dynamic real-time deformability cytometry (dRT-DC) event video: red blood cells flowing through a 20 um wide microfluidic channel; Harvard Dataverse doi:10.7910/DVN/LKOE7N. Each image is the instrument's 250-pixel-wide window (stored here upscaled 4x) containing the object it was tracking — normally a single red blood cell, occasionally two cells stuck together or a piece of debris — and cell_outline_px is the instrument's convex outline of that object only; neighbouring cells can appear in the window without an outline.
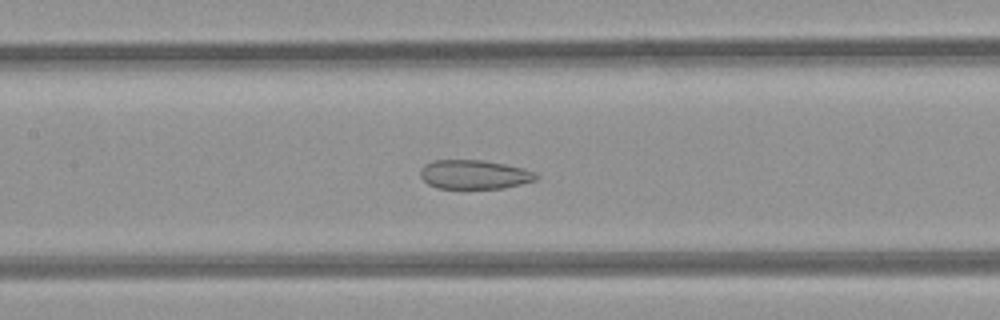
{"species": "common noctule bat (a hibernating species)", "species_latin": "Nyctalus noctula", "temperature_condition": "room temperature", "stored_images_in_passage": 48, "camera_frame_rate_fps": 3000, "um_per_image_px": 0.085, "animal": {"sex": "female", "body_mass_g": 21.9}, "frame": {"image": 1, "passage_image": 21, "time_ms": 6.667, "image_size_px": [1000, 320], "cell_outline_px": [[540, 176], [536, 180], [504, 188], [436, 188], [428, 184], [420, 176], [420, 168], [424, 164], [432, 160], [480, 160], [504, 164], [536, 172]], "centroid_in_image_um": [40.29, 14.83], "position_along_channel_um": 167.1, "area_um2": 19.59}}
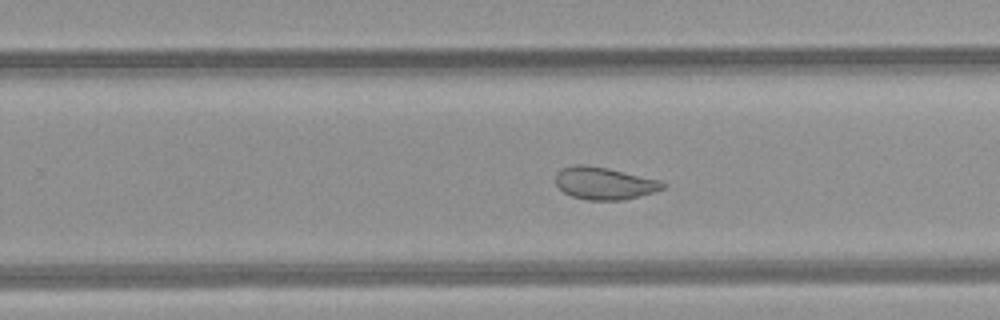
{"frame": {"image": 2, "passage_image": 29, "time_ms": 9.333, "image_size_px": [1000, 320], "cell_outline_px": [[668, 184], [664, 188], [652, 192], [624, 200], [588, 200], [572, 196], [564, 192], [556, 184], [556, 172], [560, 168], [576, 164], [584, 164], [608, 168], [660, 180]], "centroid_in_image_um": [51.35, 15.57], "position_along_channel_um": 278.4, "area_um2": 20.23}}
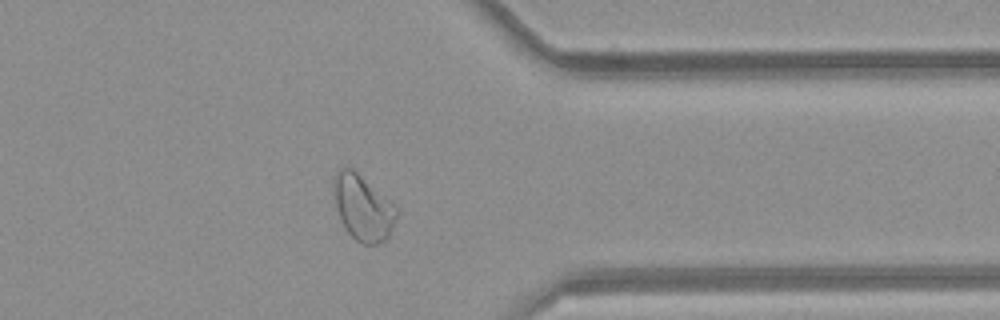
{"frame": {"image": 3, "passage_image": 37, "time_ms": 12.0, "image_size_px": [1000, 320], "cell_outline_px": [[400, 208], [388, 236], [384, 240], [376, 244], [364, 244], [356, 240], [344, 228], [340, 220], [336, 204], [332, 184], [332, 180], [340, 168], [344, 164], [348, 164]], "centroid_in_image_um": [30.84, 17.6], "position_along_channel_um": 380.6, "area_um2": 24.28}}